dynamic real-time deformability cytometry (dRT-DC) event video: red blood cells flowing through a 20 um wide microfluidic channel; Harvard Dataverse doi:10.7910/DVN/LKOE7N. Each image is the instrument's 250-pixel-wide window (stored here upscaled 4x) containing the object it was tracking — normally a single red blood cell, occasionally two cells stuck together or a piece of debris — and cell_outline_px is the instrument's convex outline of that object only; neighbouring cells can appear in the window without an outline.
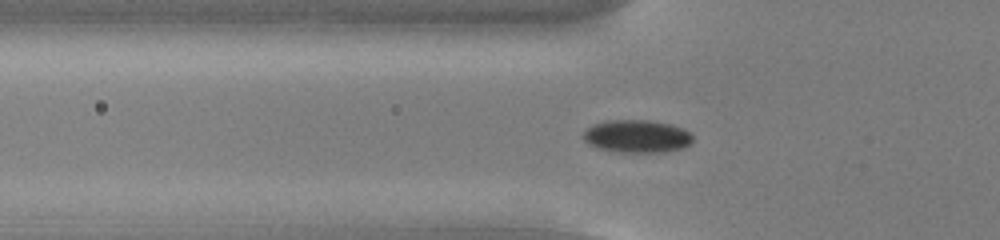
{"species": "common noctule bat (a hibernating species)", "species_latin": "Nyctalus noctula", "temperature_condition": "cold", "stored_images_in_passage": 56, "camera_frame_rate_fps": 3000, "um_per_image_px": 0.085, "animal": {"sex": "male", "body_mass_g": 13.0, "forearm_length_mm": 53.1}, "frame": {"image": 1, "passage_image": 20, "time_ms": 6.333, "image_size_px": [1000, 240], "cell_outline_px": [[692, 140], [684, 148], [660, 152], [620, 152], [600, 148], [588, 144], [584, 140], [584, 132], [592, 124], [604, 120], [648, 120], [672, 124], [684, 128], [692, 132]], "centroid_in_image_um": [54.16, 11.57], "position_along_channel_um": 71.6, "area_um2": 20.98}}
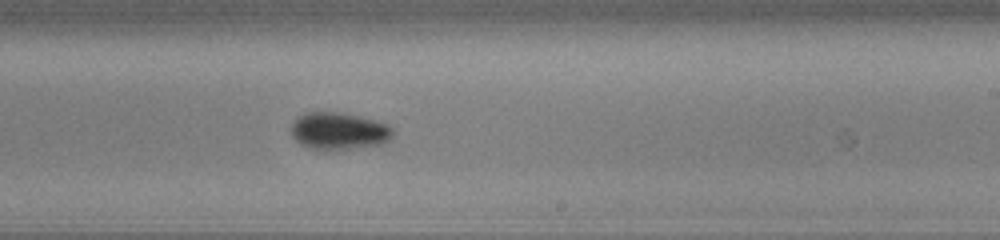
{"frame": {"image": 2, "passage_image": 35, "time_ms": 11.333, "image_size_px": [1000, 240], "cell_outline_px": [[392, 136], [384, 144], [348, 148], [312, 148], [300, 144], [292, 136], [292, 124], [304, 112], [340, 112], [360, 116], [388, 124], [392, 128]], "centroid_in_image_um": [28.82, 11.11], "position_along_channel_um": 260.2, "area_um2": 21.56}}
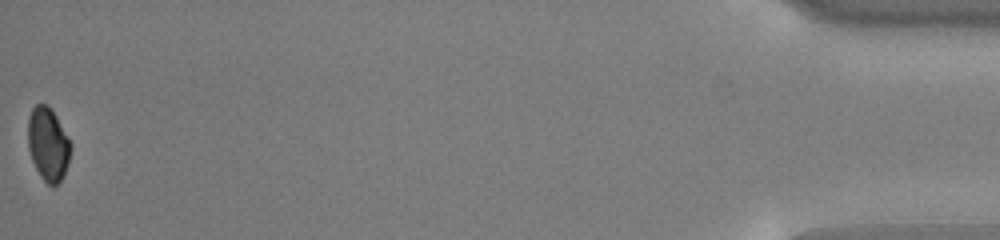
{"frame": {"image": 3, "passage_image": 56, "time_ms": 18.333, "image_size_px": [1000, 240], "cell_outline_px": [[72, 148], [68, 164], [60, 180], [56, 184], [48, 184], [40, 176], [32, 160], [28, 148], [28, 116], [32, 108], [36, 104], [48, 104], [52, 108], [72, 144]], "centroid_in_image_um": [4.08, 12.2], "position_along_channel_um": 431.1, "area_um2": 18.32}, "authors_computed_cell_mechanics": {"area_um2": 19.8832, "velocity_mm_per_s": 3.7831, "shape_relaxation_time_tau1_ms": 3.0005, "shape_relaxation_time_tau2_ms": null, "deformation_change_tau1": 0.0592, "deformation_change_tau2": null}}